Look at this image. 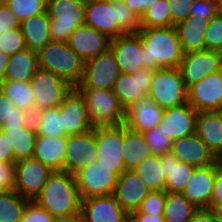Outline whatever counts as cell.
I'll use <instances>...</instances> for the list:
<instances>
[{"label":"cell","mask_w":222,"mask_h":222,"mask_svg":"<svg viewBox=\"0 0 222 222\" xmlns=\"http://www.w3.org/2000/svg\"><path fill=\"white\" fill-rule=\"evenodd\" d=\"M24 126L23 116L11 117L8 120H4L2 127H15Z\"/></svg>","instance_id":"obj_59"},{"label":"cell","mask_w":222,"mask_h":222,"mask_svg":"<svg viewBox=\"0 0 222 222\" xmlns=\"http://www.w3.org/2000/svg\"><path fill=\"white\" fill-rule=\"evenodd\" d=\"M208 22L209 20L204 18H193V16H189L186 20L174 26L184 54L205 49L204 35Z\"/></svg>","instance_id":"obj_29"},{"label":"cell","mask_w":222,"mask_h":222,"mask_svg":"<svg viewBox=\"0 0 222 222\" xmlns=\"http://www.w3.org/2000/svg\"><path fill=\"white\" fill-rule=\"evenodd\" d=\"M218 13L216 1L194 0L190 8V16L211 20Z\"/></svg>","instance_id":"obj_47"},{"label":"cell","mask_w":222,"mask_h":222,"mask_svg":"<svg viewBox=\"0 0 222 222\" xmlns=\"http://www.w3.org/2000/svg\"><path fill=\"white\" fill-rule=\"evenodd\" d=\"M94 133L98 149L96 163L119 177L126 170L122 156L123 125L95 127Z\"/></svg>","instance_id":"obj_8"},{"label":"cell","mask_w":222,"mask_h":222,"mask_svg":"<svg viewBox=\"0 0 222 222\" xmlns=\"http://www.w3.org/2000/svg\"><path fill=\"white\" fill-rule=\"evenodd\" d=\"M148 96L163 109L188 102L186 87L179 68H160L153 72Z\"/></svg>","instance_id":"obj_6"},{"label":"cell","mask_w":222,"mask_h":222,"mask_svg":"<svg viewBox=\"0 0 222 222\" xmlns=\"http://www.w3.org/2000/svg\"><path fill=\"white\" fill-rule=\"evenodd\" d=\"M188 103L197 112L222 111V69L190 86Z\"/></svg>","instance_id":"obj_13"},{"label":"cell","mask_w":222,"mask_h":222,"mask_svg":"<svg viewBox=\"0 0 222 222\" xmlns=\"http://www.w3.org/2000/svg\"><path fill=\"white\" fill-rule=\"evenodd\" d=\"M163 113V108L145 96L126 110L125 124L132 131L147 132L159 125Z\"/></svg>","instance_id":"obj_25"},{"label":"cell","mask_w":222,"mask_h":222,"mask_svg":"<svg viewBox=\"0 0 222 222\" xmlns=\"http://www.w3.org/2000/svg\"><path fill=\"white\" fill-rule=\"evenodd\" d=\"M0 90L16 108L22 111L35 106L31 82L3 80L0 83Z\"/></svg>","instance_id":"obj_35"},{"label":"cell","mask_w":222,"mask_h":222,"mask_svg":"<svg viewBox=\"0 0 222 222\" xmlns=\"http://www.w3.org/2000/svg\"><path fill=\"white\" fill-rule=\"evenodd\" d=\"M111 39L96 29L82 25L70 35L67 44L83 62L104 53L110 48Z\"/></svg>","instance_id":"obj_21"},{"label":"cell","mask_w":222,"mask_h":222,"mask_svg":"<svg viewBox=\"0 0 222 222\" xmlns=\"http://www.w3.org/2000/svg\"><path fill=\"white\" fill-rule=\"evenodd\" d=\"M60 108L66 137L93 129L85 100L75 88L64 98Z\"/></svg>","instance_id":"obj_19"},{"label":"cell","mask_w":222,"mask_h":222,"mask_svg":"<svg viewBox=\"0 0 222 222\" xmlns=\"http://www.w3.org/2000/svg\"><path fill=\"white\" fill-rule=\"evenodd\" d=\"M38 67L66 80L74 88L80 83L83 60L65 42H49L38 52Z\"/></svg>","instance_id":"obj_3"},{"label":"cell","mask_w":222,"mask_h":222,"mask_svg":"<svg viewBox=\"0 0 222 222\" xmlns=\"http://www.w3.org/2000/svg\"><path fill=\"white\" fill-rule=\"evenodd\" d=\"M53 222H82L81 213L68 216L54 217Z\"/></svg>","instance_id":"obj_58"},{"label":"cell","mask_w":222,"mask_h":222,"mask_svg":"<svg viewBox=\"0 0 222 222\" xmlns=\"http://www.w3.org/2000/svg\"><path fill=\"white\" fill-rule=\"evenodd\" d=\"M116 21L125 33H137L141 29V18L130 10L123 0H115Z\"/></svg>","instance_id":"obj_41"},{"label":"cell","mask_w":222,"mask_h":222,"mask_svg":"<svg viewBox=\"0 0 222 222\" xmlns=\"http://www.w3.org/2000/svg\"><path fill=\"white\" fill-rule=\"evenodd\" d=\"M16 162H0V193L13 192L15 189Z\"/></svg>","instance_id":"obj_46"},{"label":"cell","mask_w":222,"mask_h":222,"mask_svg":"<svg viewBox=\"0 0 222 222\" xmlns=\"http://www.w3.org/2000/svg\"><path fill=\"white\" fill-rule=\"evenodd\" d=\"M198 208L182 193L166 192L164 218L166 222H190Z\"/></svg>","instance_id":"obj_34"},{"label":"cell","mask_w":222,"mask_h":222,"mask_svg":"<svg viewBox=\"0 0 222 222\" xmlns=\"http://www.w3.org/2000/svg\"><path fill=\"white\" fill-rule=\"evenodd\" d=\"M20 27V22L6 3L0 1V35Z\"/></svg>","instance_id":"obj_50"},{"label":"cell","mask_w":222,"mask_h":222,"mask_svg":"<svg viewBox=\"0 0 222 222\" xmlns=\"http://www.w3.org/2000/svg\"><path fill=\"white\" fill-rule=\"evenodd\" d=\"M154 70L142 68L134 74L120 73L113 92L120 104L127 110L135 102L148 96Z\"/></svg>","instance_id":"obj_16"},{"label":"cell","mask_w":222,"mask_h":222,"mask_svg":"<svg viewBox=\"0 0 222 222\" xmlns=\"http://www.w3.org/2000/svg\"><path fill=\"white\" fill-rule=\"evenodd\" d=\"M85 25L106 34L110 39L125 34L116 21L115 0L85 2Z\"/></svg>","instance_id":"obj_22"},{"label":"cell","mask_w":222,"mask_h":222,"mask_svg":"<svg viewBox=\"0 0 222 222\" xmlns=\"http://www.w3.org/2000/svg\"><path fill=\"white\" fill-rule=\"evenodd\" d=\"M9 61V56L0 51V83L4 80V74Z\"/></svg>","instance_id":"obj_60"},{"label":"cell","mask_w":222,"mask_h":222,"mask_svg":"<svg viewBox=\"0 0 222 222\" xmlns=\"http://www.w3.org/2000/svg\"><path fill=\"white\" fill-rule=\"evenodd\" d=\"M7 135L14 152V162L33 156L37 133L25 126L1 127Z\"/></svg>","instance_id":"obj_33"},{"label":"cell","mask_w":222,"mask_h":222,"mask_svg":"<svg viewBox=\"0 0 222 222\" xmlns=\"http://www.w3.org/2000/svg\"><path fill=\"white\" fill-rule=\"evenodd\" d=\"M151 192L134 170H125L117 179L113 196L123 210L130 215L139 209L143 199Z\"/></svg>","instance_id":"obj_18"},{"label":"cell","mask_w":222,"mask_h":222,"mask_svg":"<svg viewBox=\"0 0 222 222\" xmlns=\"http://www.w3.org/2000/svg\"><path fill=\"white\" fill-rule=\"evenodd\" d=\"M81 199L113 195L118 176L109 168L92 161L74 174Z\"/></svg>","instance_id":"obj_10"},{"label":"cell","mask_w":222,"mask_h":222,"mask_svg":"<svg viewBox=\"0 0 222 222\" xmlns=\"http://www.w3.org/2000/svg\"><path fill=\"white\" fill-rule=\"evenodd\" d=\"M196 134L217 158L222 154V111L198 112Z\"/></svg>","instance_id":"obj_27"},{"label":"cell","mask_w":222,"mask_h":222,"mask_svg":"<svg viewBox=\"0 0 222 222\" xmlns=\"http://www.w3.org/2000/svg\"><path fill=\"white\" fill-rule=\"evenodd\" d=\"M19 22L47 11V0H3Z\"/></svg>","instance_id":"obj_40"},{"label":"cell","mask_w":222,"mask_h":222,"mask_svg":"<svg viewBox=\"0 0 222 222\" xmlns=\"http://www.w3.org/2000/svg\"><path fill=\"white\" fill-rule=\"evenodd\" d=\"M29 201L15 191L0 193V222H20Z\"/></svg>","instance_id":"obj_37"},{"label":"cell","mask_w":222,"mask_h":222,"mask_svg":"<svg viewBox=\"0 0 222 222\" xmlns=\"http://www.w3.org/2000/svg\"><path fill=\"white\" fill-rule=\"evenodd\" d=\"M205 38V49L222 53V14L217 13L208 22Z\"/></svg>","instance_id":"obj_43"},{"label":"cell","mask_w":222,"mask_h":222,"mask_svg":"<svg viewBox=\"0 0 222 222\" xmlns=\"http://www.w3.org/2000/svg\"><path fill=\"white\" fill-rule=\"evenodd\" d=\"M218 6V12L222 14V0H216Z\"/></svg>","instance_id":"obj_62"},{"label":"cell","mask_w":222,"mask_h":222,"mask_svg":"<svg viewBox=\"0 0 222 222\" xmlns=\"http://www.w3.org/2000/svg\"><path fill=\"white\" fill-rule=\"evenodd\" d=\"M120 73L115 55L109 48L104 53L84 62L82 79L75 88L113 90Z\"/></svg>","instance_id":"obj_7"},{"label":"cell","mask_w":222,"mask_h":222,"mask_svg":"<svg viewBox=\"0 0 222 222\" xmlns=\"http://www.w3.org/2000/svg\"><path fill=\"white\" fill-rule=\"evenodd\" d=\"M22 112H23L24 126L28 130L37 133L40 119L43 114V110L37 106H32V107L27 108L26 110H23Z\"/></svg>","instance_id":"obj_52"},{"label":"cell","mask_w":222,"mask_h":222,"mask_svg":"<svg viewBox=\"0 0 222 222\" xmlns=\"http://www.w3.org/2000/svg\"><path fill=\"white\" fill-rule=\"evenodd\" d=\"M35 106L42 110L58 107L74 88L56 74L38 68L31 79Z\"/></svg>","instance_id":"obj_9"},{"label":"cell","mask_w":222,"mask_h":222,"mask_svg":"<svg viewBox=\"0 0 222 222\" xmlns=\"http://www.w3.org/2000/svg\"><path fill=\"white\" fill-rule=\"evenodd\" d=\"M19 116H23L22 110L16 108L0 90V128L2 127L4 120Z\"/></svg>","instance_id":"obj_51"},{"label":"cell","mask_w":222,"mask_h":222,"mask_svg":"<svg viewBox=\"0 0 222 222\" xmlns=\"http://www.w3.org/2000/svg\"><path fill=\"white\" fill-rule=\"evenodd\" d=\"M190 222H215V210L200 208L194 213Z\"/></svg>","instance_id":"obj_56"},{"label":"cell","mask_w":222,"mask_h":222,"mask_svg":"<svg viewBox=\"0 0 222 222\" xmlns=\"http://www.w3.org/2000/svg\"><path fill=\"white\" fill-rule=\"evenodd\" d=\"M170 152L180 162L196 168L216 163V158L196 133L172 141Z\"/></svg>","instance_id":"obj_23"},{"label":"cell","mask_w":222,"mask_h":222,"mask_svg":"<svg viewBox=\"0 0 222 222\" xmlns=\"http://www.w3.org/2000/svg\"><path fill=\"white\" fill-rule=\"evenodd\" d=\"M20 28L27 49L38 52L51 42L50 17L47 11L23 20Z\"/></svg>","instance_id":"obj_30"},{"label":"cell","mask_w":222,"mask_h":222,"mask_svg":"<svg viewBox=\"0 0 222 222\" xmlns=\"http://www.w3.org/2000/svg\"><path fill=\"white\" fill-rule=\"evenodd\" d=\"M38 68L37 52L26 48L9 57L4 80L30 82Z\"/></svg>","instance_id":"obj_32"},{"label":"cell","mask_w":222,"mask_h":222,"mask_svg":"<svg viewBox=\"0 0 222 222\" xmlns=\"http://www.w3.org/2000/svg\"><path fill=\"white\" fill-rule=\"evenodd\" d=\"M175 26L171 22L170 7L167 0H157L141 17V28H161Z\"/></svg>","instance_id":"obj_38"},{"label":"cell","mask_w":222,"mask_h":222,"mask_svg":"<svg viewBox=\"0 0 222 222\" xmlns=\"http://www.w3.org/2000/svg\"><path fill=\"white\" fill-rule=\"evenodd\" d=\"M137 33L143 43L144 68H179L184 52L174 26L141 28Z\"/></svg>","instance_id":"obj_1"},{"label":"cell","mask_w":222,"mask_h":222,"mask_svg":"<svg viewBox=\"0 0 222 222\" xmlns=\"http://www.w3.org/2000/svg\"><path fill=\"white\" fill-rule=\"evenodd\" d=\"M198 112L187 102L164 109L158 128L174 141L196 133Z\"/></svg>","instance_id":"obj_17"},{"label":"cell","mask_w":222,"mask_h":222,"mask_svg":"<svg viewBox=\"0 0 222 222\" xmlns=\"http://www.w3.org/2000/svg\"><path fill=\"white\" fill-rule=\"evenodd\" d=\"M216 213L222 216V204L215 209Z\"/></svg>","instance_id":"obj_63"},{"label":"cell","mask_w":222,"mask_h":222,"mask_svg":"<svg viewBox=\"0 0 222 222\" xmlns=\"http://www.w3.org/2000/svg\"><path fill=\"white\" fill-rule=\"evenodd\" d=\"M54 216L42 209L35 201H29L20 222H53Z\"/></svg>","instance_id":"obj_48"},{"label":"cell","mask_w":222,"mask_h":222,"mask_svg":"<svg viewBox=\"0 0 222 222\" xmlns=\"http://www.w3.org/2000/svg\"><path fill=\"white\" fill-rule=\"evenodd\" d=\"M10 161H14V152L9 135L0 129V162Z\"/></svg>","instance_id":"obj_54"},{"label":"cell","mask_w":222,"mask_h":222,"mask_svg":"<svg viewBox=\"0 0 222 222\" xmlns=\"http://www.w3.org/2000/svg\"><path fill=\"white\" fill-rule=\"evenodd\" d=\"M125 222H136L130 215L125 219Z\"/></svg>","instance_id":"obj_65"},{"label":"cell","mask_w":222,"mask_h":222,"mask_svg":"<svg viewBox=\"0 0 222 222\" xmlns=\"http://www.w3.org/2000/svg\"><path fill=\"white\" fill-rule=\"evenodd\" d=\"M222 204V172L217 171L212 187V196L209 202V209L215 210Z\"/></svg>","instance_id":"obj_53"},{"label":"cell","mask_w":222,"mask_h":222,"mask_svg":"<svg viewBox=\"0 0 222 222\" xmlns=\"http://www.w3.org/2000/svg\"><path fill=\"white\" fill-rule=\"evenodd\" d=\"M134 171L143 179L151 191L165 190V174L162 170L160 156L151 155L139 164Z\"/></svg>","instance_id":"obj_36"},{"label":"cell","mask_w":222,"mask_h":222,"mask_svg":"<svg viewBox=\"0 0 222 222\" xmlns=\"http://www.w3.org/2000/svg\"><path fill=\"white\" fill-rule=\"evenodd\" d=\"M130 216L136 222H166L164 215L146 214V213H141L139 210L132 212Z\"/></svg>","instance_id":"obj_57"},{"label":"cell","mask_w":222,"mask_h":222,"mask_svg":"<svg viewBox=\"0 0 222 222\" xmlns=\"http://www.w3.org/2000/svg\"><path fill=\"white\" fill-rule=\"evenodd\" d=\"M170 7L171 22L176 25L190 16V8L194 0H167Z\"/></svg>","instance_id":"obj_49"},{"label":"cell","mask_w":222,"mask_h":222,"mask_svg":"<svg viewBox=\"0 0 222 222\" xmlns=\"http://www.w3.org/2000/svg\"><path fill=\"white\" fill-rule=\"evenodd\" d=\"M80 213L82 222H125L129 216L113 195L82 199Z\"/></svg>","instance_id":"obj_20"},{"label":"cell","mask_w":222,"mask_h":222,"mask_svg":"<svg viewBox=\"0 0 222 222\" xmlns=\"http://www.w3.org/2000/svg\"><path fill=\"white\" fill-rule=\"evenodd\" d=\"M216 164L218 166L219 171L222 172V155H219L216 158Z\"/></svg>","instance_id":"obj_61"},{"label":"cell","mask_w":222,"mask_h":222,"mask_svg":"<svg viewBox=\"0 0 222 222\" xmlns=\"http://www.w3.org/2000/svg\"><path fill=\"white\" fill-rule=\"evenodd\" d=\"M166 204V191H151L142 201L139 211L141 213L164 215Z\"/></svg>","instance_id":"obj_45"},{"label":"cell","mask_w":222,"mask_h":222,"mask_svg":"<svg viewBox=\"0 0 222 222\" xmlns=\"http://www.w3.org/2000/svg\"><path fill=\"white\" fill-rule=\"evenodd\" d=\"M85 2H88V1H99V0H84ZM101 1V0H100ZM110 1V0H109Z\"/></svg>","instance_id":"obj_66"},{"label":"cell","mask_w":222,"mask_h":222,"mask_svg":"<svg viewBox=\"0 0 222 222\" xmlns=\"http://www.w3.org/2000/svg\"><path fill=\"white\" fill-rule=\"evenodd\" d=\"M162 170L165 174V191L182 193L196 167L180 162L171 152L160 155Z\"/></svg>","instance_id":"obj_28"},{"label":"cell","mask_w":222,"mask_h":222,"mask_svg":"<svg viewBox=\"0 0 222 222\" xmlns=\"http://www.w3.org/2000/svg\"><path fill=\"white\" fill-rule=\"evenodd\" d=\"M34 201L54 217L80 213L81 197L76 179L68 172H53Z\"/></svg>","instance_id":"obj_2"},{"label":"cell","mask_w":222,"mask_h":222,"mask_svg":"<svg viewBox=\"0 0 222 222\" xmlns=\"http://www.w3.org/2000/svg\"><path fill=\"white\" fill-rule=\"evenodd\" d=\"M222 69V53L201 50L184 54L179 70L187 88Z\"/></svg>","instance_id":"obj_12"},{"label":"cell","mask_w":222,"mask_h":222,"mask_svg":"<svg viewBox=\"0 0 222 222\" xmlns=\"http://www.w3.org/2000/svg\"><path fill=\"white\" fill-rule=\"evenodd\" d=\"M24 49L26 44L20 27L0 35V51L9 57Z\"/></svg>","instance_id":"obj_44"},{"label":"cell","mask_w":222,"mask_h":222,"mask_svg":"<svg viewBox=\"0 0 222 222\" xmlns=\"http://www.w3.org/2000/svg\"><path fill=\"white\" fill-rule=\"evenodd\" d=\"M142 134L152 155L160 156L171 151L172 140L158 126Z\"/></svg>","instance_id":"obj_42"},{"label":"cell","mask_w":222,"mask_h":222,"mask_svg":"<svg viewBox=\"0 0 222 222\" xmlns=\"http://www.w3.org/2000/svg\"><path fill=\"white\" fill-rule=\"evenodd\" d=\"M142 47L143 43L138 33H127L111 39L110 49L121 73L134 74L144 68Z\"/></svg>","instance_id":"obj_15"},{"label":"cell","mask_w":222,"mask_h":222,"mask_svg":"<svg viewBox=\"0 0 222 222\" xmlns=\"http://www.w3.org/2000/svg\"><path fill=\"white\" fill-rule=\"evenodd\" d=\"M53 171L34 157L16 161L14 191L30 201L40 194Z\"/></svg>","instance_id":"obj_11"},{"label":"cell","mask_w":222,"mask_h":222,"mask_svg":"<svg viewBox=\"0 0 222 222\" xmlns=\"http://www.w3.org/2000/svg\"><path fill=\"white\" fill-rule=\"evenodd\" d=\"M126 6L140 18L145 11L157 0H123Z\"/></svg>","instance_id":"obj_55"},{"label":"cell","mask_w":222,"mask_h":222,"mask_svg":"<svg viewBox=\"0 0 222 222\" xmlns=\"http://www.w3.org/2000/svg\"><path fill=\"white\" fill-rule=\"evenodd\" d=\"M218 170L216 163L205 167H197L187 182L182 194L198 209L209 208L212 187Z\"/></svg>","instance_id":"obj_24"},{"label":"cell","mask_w":222,"mask_h":222,"mask_svg":"<svg viewBox=\"0 0 222 222\" xmlns=\"http://www.w3.org/2000/svg\"><path fill=\"white\" fill-rule=\"evenodd\" d=\"M87 105L91 126L107 127L125 124L126 110L120 104L113 90L75 88Z\"/></svg>","instance_id":"obj_4"},{"label":"cell","mask_w":222,"mask_h":222,"mask_svg":"<svg viewBox=\"0 0 222 222\" xmlns=\"http://www.w3.org/2000/svg\"><path fill=\"white\" fill-rule=\"evenodd\" d=\"M97 155L94 128L83 134L68 136L64 172L74 175L92 161H96Z\"/></svg>","instance_id":"obj_14"},{"label":"cell","mask_w":222,"mask_h":222,"mask_svg":"<svg viewBox=\"0 0 222 222\" xmlns=\"http://www.w3.org/2000/svg\"><path fill=\"white\" fill-rule=\"evenodd\" d=\"M122 147L126 170H134L152 155L143 134L130 130L126 124H123Z\"/></svg>","instance_id":"obj_31"},{"label":"cell","mask_w":222,"mask_h":222,"mask_svg":"<svg viewBox=\"0 0 222 222\" xmlns=\"http://www.w3.org/2000/svg\"><path fill=\"white\" fill-rule=\"evenodd\" d=\"M61 108L60 106L43 110L40 119L37 135L45 137L66 136L64 127L62 126Z\"/></svg>","instance_id":"obj_39"},{"label":"cell","mask_w":222,"mask_h":222,"mask_svg":"<svg viewBox=\"0 0 222 222\" xmlns=\"http://www.w3.org/2000/svg\"><path fill=\"white\" fill-rule=\"evenodd\" d=\"M67 137H45L37 135L33 156L53 172H64Z\"/></svg>","instance_id":"obj_26"},{"label":"cell","mask_w":222,"mask_h":222,"mask_svg":"<svg viewBox=\"0 0 222 222\" xmlns=\"http://www.w3.org/2000/svg\"><path fill=\"white\" fill-rule=\"evenodd\" d=\"M215 222H222V216L218 215L215 211Z\"/></svg>","instance_id":"obj_64"},{"label":"cell","mask_w":222,"mask_h":222,"mask_svg":"<svg viewBox=\"0 0 222 222\" xmlns=\"http://www.w3.org/2000/svg\"><path fill=\"white\" fill-rule=\"evenodd\" d=\"M50 37L54 42H68L72 32L85 25L84 0H47Z\"/></svg>","instance_id":"obj_5"}]
</instances>
